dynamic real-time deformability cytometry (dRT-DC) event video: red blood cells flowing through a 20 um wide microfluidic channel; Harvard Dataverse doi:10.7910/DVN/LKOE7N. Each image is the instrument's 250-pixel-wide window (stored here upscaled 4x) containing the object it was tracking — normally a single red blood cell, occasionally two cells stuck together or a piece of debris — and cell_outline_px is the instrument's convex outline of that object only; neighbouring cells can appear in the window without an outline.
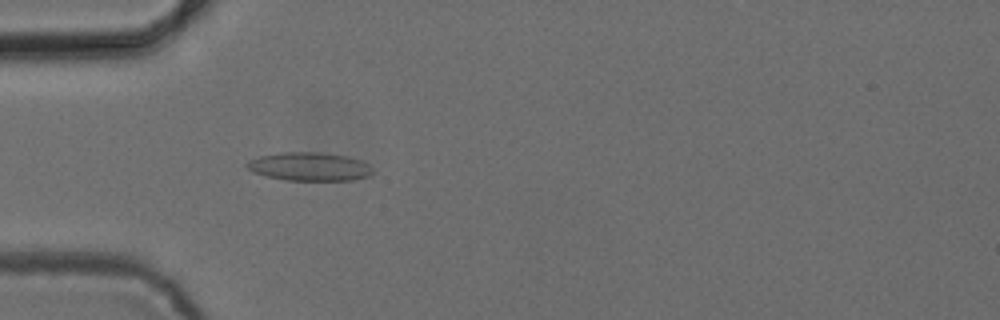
{"species": "common noctule bat (a hibernating species)", "species_latin": "Nyctalus noctula", "temperature_condition": "cold", "stored_images_in_passage": 52, "camera_frame_rate_fps": 3000, "um_per_image_px": 0.085, "animal": {"sex": "female", "body_mass_g": 24.6, "forearm_length_mm": 56.2}, "frame": {"image": 1, "passage_image": 16, "time_ms": 5.0, "image_size_px": [1000, 320], "cell_outline_px": [[372, 176], [352, 180], [284, 180], [268, 176], [256, 172], [248, 168], [244, 164], [248, 160], [260, 156], [280, 152], [320, 152], [348, 156], [360, 160], [368, 164], [372, 168]], "centroid_in_image_um": [26.33, 14.15], "position_along_channel_um": 58.7, "area_um2": 20.87}}
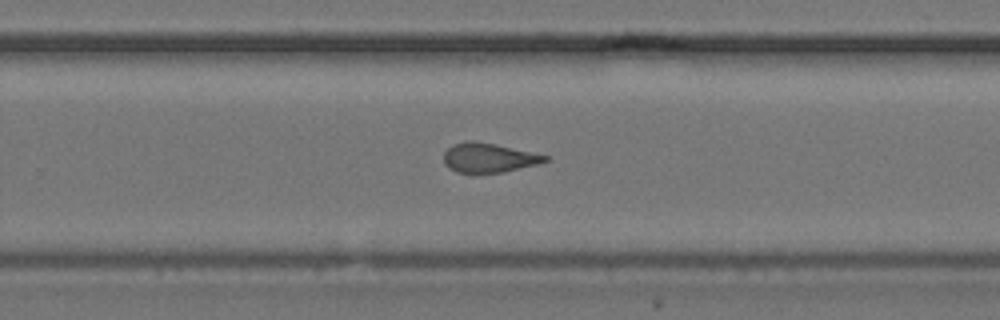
{"frame": {"image": 2, "passage_image": 34, "time_ms": 11.0, "image_size_px": [1000, 320], "cell_outline_px": [[552, 160], [504, 172], [456, 172], [448, 168], [444, 164], [444, 152], [452, 144], [464, 140], [472, 140], [496, 144], [548, 156]], "centroid_in_image_um": [41.51, 13.39], "position_along_channel_um": 288.3, "area_um2": 17.34}}
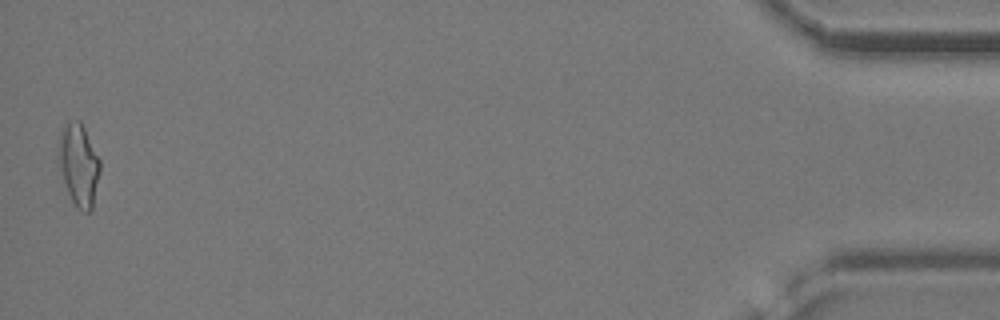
{"frame": {"image": 3, "passage_image": 52, "time_ms": 17.0, "image_size_px": [1000, 320], "cell_outline_px": [[100, 172], [92, 212], [80, 212], [76, 208], [68, 192], [64, 180], [60, 164], [60, 132], [68, 120], [80, 120], [100, 160]], "centroid_in_image_um": [6.74, 14.05], "position_along_channel_um": 428.5, "area_um2": 19.54}, "authors_computed_cell_mechanics": {"area_um2": 18.207, "velocity_mm_per_s": 3.8885, "shape_relaxation_time_tau1_ms": 9.3497, "shape_relaxation_time_tau2_ms": 1.5572, "deformation_change_tau1": 0.2159, "deformation_change_tau2": 0.1114}}